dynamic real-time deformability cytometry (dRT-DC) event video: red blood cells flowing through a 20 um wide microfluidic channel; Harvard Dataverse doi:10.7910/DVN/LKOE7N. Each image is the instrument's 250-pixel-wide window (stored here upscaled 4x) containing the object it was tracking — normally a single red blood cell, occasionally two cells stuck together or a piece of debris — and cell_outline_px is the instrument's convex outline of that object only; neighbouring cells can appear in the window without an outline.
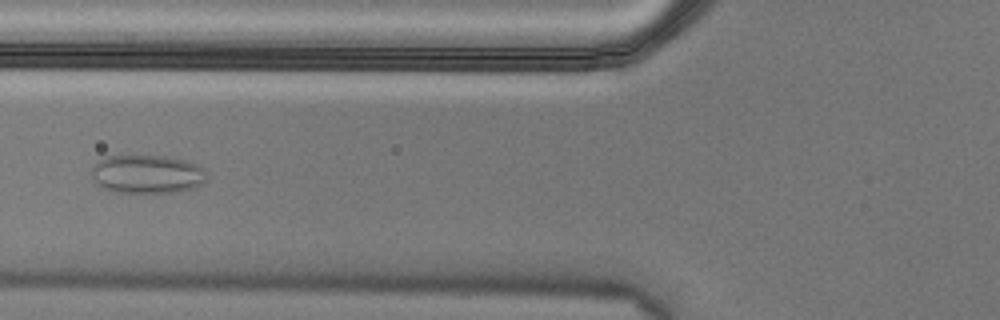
{"species": "Egyptian fruit bat (a non-hibernating species)", "species_latin": "Rousettus aegyptiacus", "temperature_condition": "cold", "stored_images_in_passage": 9, "camera_frame_rate_fps": 3000, "um_per_image_px": 0.085, "animal": {"sex": "male"}, "frame": {"image": 1, "passage_image": 6, "time_ms": 1.667, "image_size_px": [1000, 320], "cell_outline_px": [[204, 184], [196, 188], [180, 192], [116, 192], [104, 188], [96, 184], [92, 176], [92, 168], [96, 160], [104, 156], [168, 156], [200, 164], [204, 176]], "centroid_in_image_um": [12.49, 14.8], "position_along_channel_um": 113.3, "area_um2": 26.01}}